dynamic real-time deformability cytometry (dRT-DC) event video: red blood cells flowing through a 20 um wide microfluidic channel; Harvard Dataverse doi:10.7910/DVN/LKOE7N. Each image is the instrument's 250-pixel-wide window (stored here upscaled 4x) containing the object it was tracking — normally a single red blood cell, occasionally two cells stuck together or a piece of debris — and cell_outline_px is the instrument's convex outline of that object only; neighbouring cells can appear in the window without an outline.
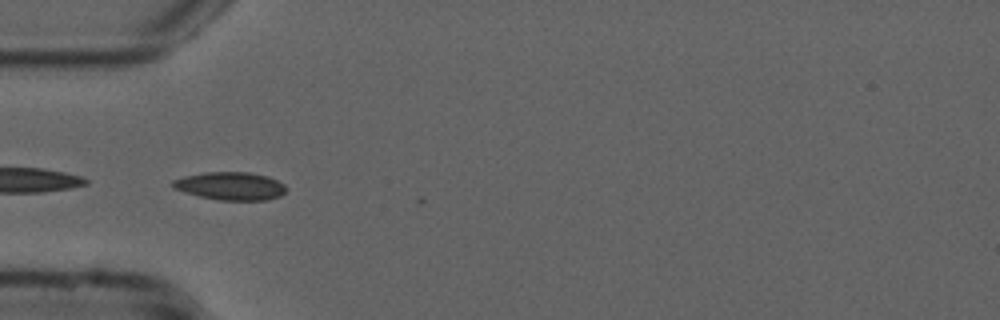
{"species": "common noctule bat (a hibernating species)", "species_latin": "Nyctalus noctula", "temperature_condition": "cold", "stored_images_in_passage": 38, "camera_frame_rate_fps": 3000, "um_per_image_px": 0.085, "animal": {"sex": "male", "forearm_length_mm": 52.5}, "frame": {"image": 1, "passage_image": 1, "time_ms": 0.0, "image_size_px": [1000, 320], "cell_outline_px": [[288, 188], [280, 196], [268, 200], [220, 200], [200, 196], [172, 188], [172, 180], [184, 176], [204, 172], [248, 172], [268, 176], [284, 184]], "centroid_in_image_um": [19.6, 15.8], "position_along_channel_um": 65.4, "area_um2": 18.5}}
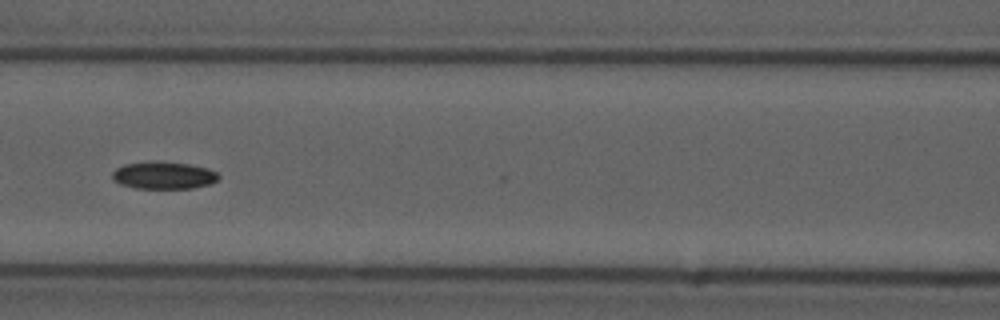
{"frame": {"image": 2, "passage_image": 8, "time_ms": 2.333, "image_size_px": [1000, 320], "cell_outline_px": [[220, 176], [216, 180], [208, 184], [192, 188], [136, 188], [120, 184], [112, 176], [112, 172], [116, 168], [124, 164], [152, 160], [160, 160], [188, 164], [208, 168], [216, 172]], "centroid_in_image_um": [13.89, 14.88], "position_along_channel_um": 152.7, "area_um2": 16.99}}
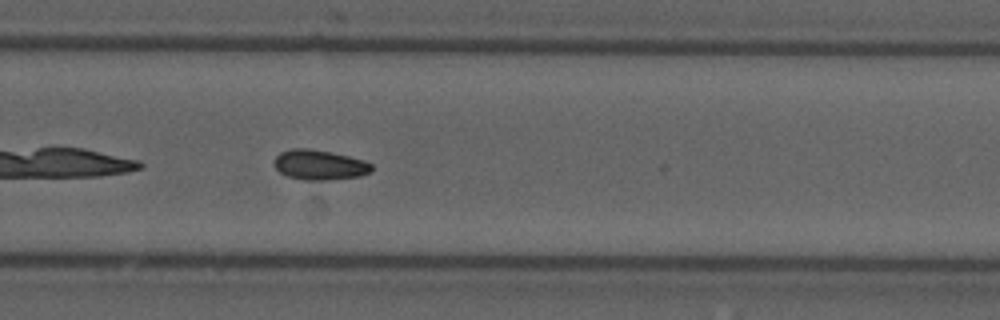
{"frame": {"image": 3, "passage_image": 20, "time_ms": 6.333, "image_size_px": [1000, 320], "cell_outline_px": [[372, 172], [360, 176], [332, 180], [304, 180], [288, 176], [280, 172], [276, 168], [276, 156], [280, 152], [292, 148], [304, 148], [328, 152], [348, 156], [364, 160], [372, 164]], "centroid_in_image_um": [27.19, 14.03], "position_along_channel_um": 302.6, "area_um2": 16.88}}